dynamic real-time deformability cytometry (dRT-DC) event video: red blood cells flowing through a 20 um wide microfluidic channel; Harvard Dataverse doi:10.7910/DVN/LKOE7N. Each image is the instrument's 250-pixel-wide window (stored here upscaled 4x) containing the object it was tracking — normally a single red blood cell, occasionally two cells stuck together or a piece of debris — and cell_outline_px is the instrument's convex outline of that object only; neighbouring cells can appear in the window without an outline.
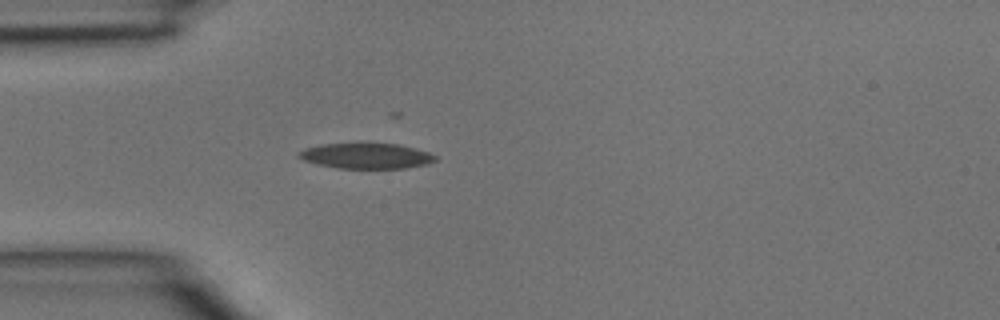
{"species": "common noctule bat (a hibernating species)", "species_latin": "Nyctalus noctula", "temperature_condition": "room temperature", "stored_images_in_passage": 2, "camera_frame_rate_fps": 3000, "um_per_image_px": 0.085, "animal": {"sex": "male", "body_mass_g": 15.6}, "frame": {"image": 1, "passage_image": 2, "time_ms": 0.333, "image_size_px": [1000, 320], "cell_outline_px": [[436, 160], [428, 164], [404, 168], [340, 168], [316, 164], [304, 160], [296, 156], [296, 152], [304, 148], [324, 144], [400, 144], [428, 152], [436, 156]], "centroid_in_image_um": [31.1, 13.25], "position_along_channel_um": 53.9, "area_um2": 20.11}}